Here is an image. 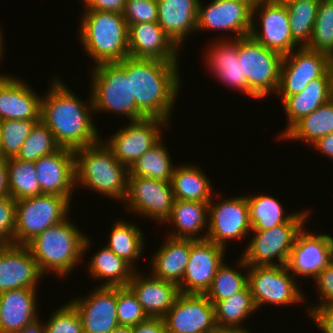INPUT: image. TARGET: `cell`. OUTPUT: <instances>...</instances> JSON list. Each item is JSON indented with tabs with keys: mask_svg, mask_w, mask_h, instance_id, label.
Returning a JSON list of instances; mask_svg holds the SVG:
<instances>
[{
	"mask_svg": "<svg viewBox=\"0 0 333 333\" xmlns=\"http://www.w3.org/2000/svg\"><path fill=\"white\" fill-rule=\"evenodd\" d=\"M53 78L50 91L41 98L40 120L52 132L56 144L75 151L98 143L102 137L92 120V96L89 102H83L61 78Z\"/></svg>",
	"mask_w": 333,
	"mask_h": 333,
	"instance_id": "6da1fadb",
	"label": "cell"
},
{
	"mask_svg": "<svg viewBox=\"0 0 333 333\" xmlns=\"http://www.w3.org/2000/svg\"><path fill=\"white\" fill-rule=\"evenodd\" d=\"M178 62L126 57V74L136 107L146 118L170 122L180 91ZM174 104V105H173Z\"/></svg>",
	"mask_w": 333,
	"mask_h": 333,
	"instance_id": "7a4b0ae2",
	"label": "cell"
},
{
	"mask_svg": "<svg viewBox=\"0 0 333 333\" xmlns=\"http://www.w3.org/2000/svg\"><path fill=\"white\" fill-rule=\"evenodd\" d=\"M70 221L67 216L26 245L43 275L50 271L59 277L69 275L89 251L91 240Z\"/></svg>",
	"mask_w": 333,
	"mask_h": 333,
	"instance_id": "3957f363",
	"label": "cell"
},
{
	"mask_svg": "<svg viewBox=\"0 0 333 333\" xmlns=\"http://www.w3.org/2000/svg\"><path fill=\"white\" fill-rule=\"evenodd\" d=\"M74 156L76 186L83 185L100 195L124 202L129 168L115 158L103 140L75 150Z\"/></svg>",
	"mask_w": 333,
	"mask_h": 333,
	"instance_id": "277c9868",
	"label": "cell"
},
{
	"mask_svg": "<svg viewBox=\"0 0 333 333\" xmlns=\"http://www.w3.org/2000/svg\"><path fill=\"white\" fill-rule=\"evenodd\" d=\"M81 18L79 40L94 65L129 57V26L123 14L85 9Z\"/></svg>",
	"mask_w": 333,
	"mask_h": 333,
	"instance_id": "5b68a950",
	"label": "cell"
},
{
	"mask_svg": "<svg viewBox=\"0 0 333 333\" xmlns=\"http://www.w3.org/2000/svg\"><path fill=\"white\" fill-rule=\"evenodd\" d=\"M91 96L95 113L113 112L126 116L129 121L146 118L136 107L131 95L130 79L126 74V58L120 62L94 65Z\"/></svg>",
	"mask_w": 333,
	"mask_h": 333,
	"instance_id": "8992f818",
	"label": "cell"
},
{
	"mask_svg": "<svg viewBox=\"0 0 333 333\" xmlns=\"http://www.w3.org/2000/svg\"><path fill=\"white\" fill-rule=\"evenodd\" d=\"M309 212L301 210L286 223L251 231L252 239L240 257L248 266L287 265L297 233L306 225Z\"/></svg>",
	"mask_w": 333,
	"mask_h": 333,
	"instance_id": "52a82bcc",
	"label": "cell"
},
{
	"mask_svg": "<svg viewBox=\"0 0 333 333\" xmlns=\"http://www.w3.org/2000/svg\"><path fill=\"white\" fill-rule=\"evenodd\" d=\"M238 57L242 58L247 95L259 100L277 92L283 55L266 48L249 35L238 38Z\"/></svg>",
	"mask_w": 333,
	"mask_h": 333,
	"instance_id": "ba28073f",
	"label": "cell"
},
{
	"mask_svg": "<svg viewBox=\"0 0 333 333\" xmlns=\"http://www.w3.org/2000/svg\"><path fill=\"white\" fill-rule=\"evenodd\" d=\"M71 202L55 194H42L16 200L15 245H27L69 214Z\"/></svg>",
	"mask_w": 333,
	"mask_h": 333,
	"instance_id": "9c48e42d",
	"label": "cell"
},
{
	"mask_svg": "<svg viewBox=\"0 0 333 333\" xmlns=\"http://www.w3.org/2000/svg\"><path fill=\"white\" fill-rule=\"evenodd\" d=\"M295 280L287 265L248 266V286L257 310L266 303L286 307L303 303L306 297Z\"/></svg>",
	"mask_w": 333,
	"mask_h": 333,
	"instance_id": "30bf717a",
	"label": "cell"
},
{
	"mask_svg": "<svg viewBox=\"0 0 333 333\" xmlns=\"http://www.w3.org/2000/svg\"><path fill=\"white\" fill-rule=\"evenodd\" d=\"M255 17L259 18L261 28L256 27ZM258 29H261L260 33ZM250 36L261 45L283 56L290 54L297 47L300 48L292 37L288 10L283 0L253 3Z\"/></svg>",
	"mask_w": 333,
	"mask_h": 333,
	"instance_id": "8fae6325",
	"label": "cell"
},
{
	"mask_svg": "<svg viewBox=\"0 0 333 333\" xmlns=\"http://www.w3.org/2000/svg\"><path fill=\"white\" fill-rule=\"evenodd\" d=\"M251 231L247 196H233L216 203L212 197L208 203L206 239L226 248V241L245 238Z\"/></svg>",
	"mask_w": 333,
	"mask_h": 333,
	"instance_id": "7c38bea8",
	"label": "cell"
},
{
	"mask_svg": "<svg viewBox=\"0 0 333 333\" xmlns=\"http://www.w3.org/2000/svg\"><path fill=\"white\" fill-rule=\"evenodd\" d=\"M174 201L171 182L129 176L124 202L132 213L164 223L171 214Z\"/></svg>",
	"mask_w": 333,
	"mask_h": 333,
	"instance_id": "4fadbf2b",
	"label": "cell"
},
{
	"mask_svg": "<svg viewBox=\"0 0 333 333\" xmlns=\"http://www.w3.org/2000/svg\"><path fill=\"white\" fill-rule=\"evenodd\" d=\"M332 58L322 52L300 47L284 55L277 92L282 97L300 93L307 84L332 67Z\"/></svg>",
	"mask_w": 333,
	"mask_h": 333,
	"instance_id": "5bb4252c",
	"label": "cell"
},
{
	"mask_svg": "<svg viewBox=\"0 0 333 333\" xmlns=\"http://www.w3.org/2000/svg\"><path fill=\"white\" fill-rule=\"evenodd\" d=\"M169 122L159 118H144L130 123L113 134L105 144L114 152L115 158L130 168L146 151L162 139V127Z\"/></svg>",
	"mask_w": 333,
	"mask_h": 333,
	"instance_id": "9a60e30c",
	"label": "cell"
},
{
	"mask_svg": "<svg viewBox=\"0 0 333 333\" xmlns=\"http://www.w3.org/2000/svg\"><path fill=\"white\" fill-rule=\"evenodd\" d=\"M199 0L196 31H231L233 38L250 35L252 8L250 0H212L207 6Z\"/></svg>",
	"mask_w": 333,
	"mask_h": 333,
	"instance_id": "2e32d148",
	"label": "cell"
},
{
	"mask_svg": "<svg viewBox=\"0 0 333 333\" xmlns=\"http://www.w3.org/2000/svg\"><path fill=\"white\" fill-rule=\"evenodd\" d=\"M167 333H214L215 306L205 294L180 293L163 317Z\"/></svg>",
	"mask_w": 333,
	"mask_h": 333,
	"instance_id": "e0dca14e",
	"label": "cell"
},
{
	"mask_svg": "<svg viewBox=\"0 0 333 333\" xmlns=\"http://www.w3.org/2000/svg\"><path fill=\"white\" fill-rule=\"evenodd\" d=\"M225 249L208 239L192 240L188 264L178 285L180 293L205 294L225 261Z\"/></svg>",
	"mask_w": 333,
	"mask_h": 333,
	"instance_id": "ac0fdd59",
	"label": "cell"
},
{
	"mask_svg": "<svg viewBox=\"0 0 333 333\" xmlns=\"http://www.w3.org/2000/svg\"><path fill=\"white\" fill-rule=\"evenodd\" d=\"M304 228L297 233L287 267L296 277L314 279L333 260V237Z\"/></svg>",
	"mask_w": 333,
	"mask_h": 333,
	"instance_id": "d6986e66",
	"label": "cell"
},
{
	"mask_svg": "<svg viewBox=\"0 0 333 333\" xmlns=\"http://www.w3.org/2000/svg\"><path fill=\"white\" fill-rule=\"evenodd\" d=\"M87 297L69 301L80 314L83 333H111L119 326L117 318V287L93 288Z\"/></svg>",
	"mask_w": 333,
	"mask_h": 333,
	"instance_id": "ffe728a7",
	"label": "cell"
},
{
	"mask_svg": "<svg viewBox=\"0 0 333 333\" xmlns=\"http://www.w3.org/2000/svg\"><path fill=\"white\" fill-rule=\"evenodd\" d=\"M40 190L43 194L66 197L70 202L75 185V156L68 148L42 156L34 162Z\"/></svg>",
	"mask_w": 333,
	"mask_h": 333,
	"instance_id": "44dd1931",
	"label": "cell"
},
{
	"mask_svg": "<svg viewBox=\"0 0 333 333\" xmlns=\"http://www.w3.org/2000/svg\"><path fill=\"white\" fill-rule=\"evenodd\" d=\"M42 277L27 246L12 244L0 249V293L20 288L37 289Z\"/></svg>",
	"mask_w": 333,
	"mask_h": 333,
	"instance_id": "7402d4cb",
	"label": "cell"
},
{
	"mask_svg": "<svg viewBox=\"0 0 333 333\" xmlns=\"http://www.w3.org/2000/svg\"><path fill=\"white\" fill-rule=\"evenodd\" d=\"M25 81L0 74V121L40 120L41 98Z\"/></svg>",
	"mask_w": 333,
	"mask_h": 333,
	"instance_id": "603a6c76",
	"label": "cell"
},
{
	"mask_svg": "<svg viewBox=\"0 0 333 333\" xmlns=\"http://www.w3.org/2000/svg\"><path fill=\"white\" fill-rule=\"evenodd\" d=\"M178 49L158 22L129 25V57L179 62Z\"/></svg>",
	"mask_w": 333,
	"mask_h": 333,
	"instance_id": "cb8c5ba5",
	"label": "cell"
},
{
	"mask_svg": "<svg viewBox=\"0 0 333 333\" xmlns=\"http://www.w3.org/2000/svg\"><path fill=\"white\" fill-rule=\"evenodd\" d=\"M127 287L134 293L149 318H163L180 294L173 282L135 271Z\"/></svg>",
	"mask_w": 333,
	"mask_h": 333,
	"instance_id": "d4e9b609",
	"label": "cell"
},
{
	"mask_svg": "<svg viewBox=\"0 0 333 333\" xmlns=\"http://www.w3.org/2000/svg\"><path fill=\"white\" fill-rule=\"evenodd\" d=\"M281 98L288 125L280 133V140L303 117L333 98V66L323 76L311 80L300 93Z\"/></svg>",
	"mask_w": 333,
	"mask_h": 333,
	"instance_id": "484cf974",
	"label": "cell"
},
{
	"mask_svg": "<svg viewBox=\"0 0 333 333\" xmlns=\"http://www.w3.org/2000/svg\"><path fill=\"white\" fill-rule=\"evenodd\" d=\"M217 41V43H216ZM205 53L206 65L217 79L247 95L246 75H242V58L238 57V38L215 40Z\"/></svg>",
	"mask_w": 333,
	"mask_h": 333,
	"instance_id": "4316f807",
	"label": "cell"
},
{
	"mask_svg": "<svg viewBox=\"0 0 333 333\" xmlns=\"http://www.w3.org/2000/svg\"><path fill=\"white\" fill-rule=\"evenodd\" d=\"M36 290L20 288L0 293V333L20 331L39 317Z\"/></svg>",
	"mask_w": 333,
	"mask_h": 333,
	"instance_id": "83f0119b",
	"label": "cell"
},
{
	"mask_svg": "<svg viewBox=\"0 0 333 333\" xmlns=\"http://www.w3.org/2000/svg\"><path fill=\"white\" fill-rule=\"evenodd\" d=\"M158 24L180 48L189 33H196L199 0H157Z\"/></svg>",
	"mask_w": 333,
	"mask_h": 333,
	"instance_id": "f1b7e54d",
	"label": "cell"
},
{
	"mask_svg": "<svg viewBox=\"0 0 333 333\" xmlns=\"http://www.w3.org/2000/svg\"><path fill=\"white\" fill-rule=\"evenodd\" d=\"M164 241L152 256L151 275L179 285L188 264L192 239L167 236Z\"/></svg>",
	"mask_w": 333,
	"mask_h": 333,
	"instance_id": "f546056e",
	"label": "cell"
},
{
	"mask_svg": "<svg viewBox=\"0 0 333 333\" xmlns=\"http://www.w3.org/2000/svg\"><path fill=\"white\" fill-rule=\"evenodd\" d=\"M207 213L208 203L175 199L171 214L164 223L167 222L174 226L175 231L169 234L170 237L192 240L206 239L207 234L202 235L200 232L208 228Z\"/></svg>",
	"mask_w": 333,
	"mask_h": 333,
	"instance_id": "4dcf8cb0",
	"label": "cell"
},
{
	"mask_svg": "<svg viewBox=\"0 0 333 333\" xmlns=\"http://www.w3.org/2000/svg\"><path fill=\"white\" fill-rule=\"evenodd\" d=\"M135 269L137 270L107 246L99 249L88 263L89 274L99 282L103 279L100 286L107 287H127Z\"/></svg>",
	"mask_w": 333,
	"mask_h": 333,
	"instance_id": "1f68e13d",
	"label": "cell"
},
{
	"mask_svg": "<svg viewBox=\"0 0 333 333\" xmlns=\"http://www.w3.org/2000/svg\"><path fill=\"white\" fill-rule=\"evenodd\" d=\"M171 184L177 200L209 203L215 195L208 176L201 168L192 164L176 165Z\"/></svg>",
	"mask_w": 333,
	"mask_h": 333,
	"instance_id": "d6a6232c",
	"label": "cell"
},
{
	"mask_svg": "<svg viewBox=\"0 0 333 333\" xmlns=\"http://www.w3.org/2000/svg\"><path fill=\"white\" fill-rule=\"evenodd\" d=\"M333 133V98L298 121L281 139L300 140L311 146Z\"/></svg>",
	"mask_w": 333,
	"mask_h": 333,
	"instance_id": "836d02e7",
	"label": "cell"
},
{
	"mask_svg": "<svg viewBox=\"0 0 333 333\" xmlns=\"http://www.w3.org/2000/svg\"><path fill=\"white\" fill-rule=\"evenodd\" d=\"M139 226L125 220H118L113 224L107 241V246L116 256L123 258L133 268L134 263L143 252L144 235Z\"/></svg>",
	"mask_w": 333,
	"mask_h": 333,
	"instance_id": "e575fe53",
	"label": "cell"
},
{
	"mask_svg": "<svg viewBox=\"0 0 333 333\" xmlns=\"http://www.w3.org/2000/svg\"><path fill=\"white\" fill-rule=\"evenodd\" d=\"M214 306L216 325L221 328H242V323L257 311L248 285L231 297L218 301Z\"/></svg>",
	"mask_w": 333,
	"mask_h": 333,
	"instance_id": "d590c367",
	"label": "cell"
},
{
	"mask_svg": "<svg viewBox=\"0 0 333 333\" xmlns=\"http://www.w3.org/2000/svg\"><path fill=\"white\" fill-rule=\"evenodd\" d=\"M164 146L162 138L132 164L129 168V176H142L171 182L175 166L172 164L168 148Z\"/></svg>",
	"mask_w": 333,
	"mask_h": 333,
	"instance_id": "8d00e7d4",
	"label": "cell"
},
{
	"mask_svg": "<svg viewBox=\"0 0 333 333\" xmlns=\"http://www.w3.org/2000/svg\"><path fill=\"white\" fill-rule=\"evenodd\" d=\"M252 231H264L286 223L295 213L285 214L281 202L271 195H247Z\"/></svg>",
	"mask_w": 333,
	"mask_h": 333,
	"instance_id": "74e56055",
	"label": "cell"
},
{
	"mask_svg": "<svg viewBox=\"0 0 333 333\" xmlns=\"http://www.w3.org/2000/svg\"><path fill=\"white\" fill-rule=\"evenodd\" d=\"M289 15L294 41L300 47L310 43L319 2L315 0H283Z\"/></svg>",
	"mask_w": 333,
	"mask_h": 333,
	"instance_id": "f35d334b",
	"label": "cell"
},
{
	"mask_svg": "<svg viewBox=\"0 0 333 333\" xmlns=\"http://www.w3.org/2000/svg\"><path fill=\"white\" fill-rule=\"evenodd\" d=\"M240 260V261H239ZM238 270L224 263L218 268L213 279L212 285L205 293L207 298L215 305L218 301L229 298L235 293L240 292L248 285V265L240 257L238 259ZM246 271L244 273L243 270ZM241 270V272L239 271Z\"/></svg>",
	"mask_w": 333,
	"mask_h": 333,
	"instance_id": "ab89813d",
	"label": "cell"
},
{
	"mask_svg": "<svg viewBox=\"0 0 333 333\" xmlns=\"http://www.w3.org/2000/svg\"><path fill=\"white\" fill-rule=\"evenodd\" d=\"M7 166L9 171V192L13 199L19 200L43 194L40 190L34 162L11 158L7 159Z\"/></svg>",
	"mask_w": 333,
	"mask_h": 333,
	"instance_id": "60d3db41",
	"label": "cell"
},
{
	"mask_svg": "<svg viewBox=\"0 0 333 333\" xmlns=\"http://www.w3.org/2000/svg\"><path fill=\"white\" fill-rule=\"evenodd\" d=\"M308 49L333 58V0H321L318 5Z\"/></svg>",
	"mask_w": 333,
	"mask_h": 333,
	"instance_id": "b9f144b4",
	"label": "cell"
},
{
	"mask_svg": "<svg viewBox=\"0 0 333 333\" xmlns=\"http://www.w3.org/2000/svg\"><path fill=\"white\" fill-rule=\"evenodd\" d=\"M59 148L50 129L40 120L22 144L16 159L36 162L42 156L50 155Z\"/></svg>",
	"mask_w": 333,
	"mask_h": 333,
	"instance_id": "7bdbcfd3",
	"label": "cell"
},
{
	"mask_svg": "<svg viewBox=\"0 0 333 333\" xmlns=\"http://www.w3.org/2000/svg\"><path fill=\"white\" fill-rule=\"evenodd\" d=\"M40 120H1L0 136L3 159L16 158L22 144Z\"/></svg>",
	"mask_w": 333,
	"mask_h": 333,
	"instance_id": "ee69618b",
	"label": "cell"
},
{
	"mask_svg": "<svg viewBox=\"0 0 333 333\" xmlns=\"http://www.w3.org/2000/svg\"><path fill=\"white\" fill-rule=\"evenodd\" d=\"M117 318L119 326H136L149 317L128 287H117Z\"/></svg>",
	"mask_w": 333,
	"mask_h": 333,
	"instance_id": "f6af8a7d",
	"label": "cell"
},
{
	"mask_svg": "<svg viewBox=\"0 0 333 333\" xmlns=\"http://www.w3.org/2000/svg\"><path fill=\"white\" fill-rule=\"evenodd\" d=\"M49 318L45 333H83L80 314L70 302L60 306Z\"/></svg>",
	"mask_w": 333,
	"mask_h": 333,
	"instance_id": "bcb514c9",
	"label": "cell"
},
{
	"mask_svg": "<svg viewBox=\"0 0 333 333\" xmlns=\"http://www.w3.org/2000/svg\"><path fill=\"white\" fill-rule=\"evenodd\" d=\"M157 0H126L123 17L129 25L158 22Z\"/></svg>",
	"mask_w": 333,
	"mask_h": 333,
	"instance_id": "7dc6e473",
	"label": "cell"
},
{
	"mask_svg": "<svg viewBox=\"0 0 333 333\" xmlns=\"http://www.w3.org/2000/svg\"><path fill=\"white\" fill-rule=\"evenodd\" d=\"M16 228V200L11 196L0 198V241L4 245L14 244Z\"/></svg>",
	"mask_w": 333,
	"mask_h": 333,
	"instance_id": "c3c4849f",
	"label": "cell"
},
{
	"mask_svg": "<svg viewBox=\"0 0 333 333\" xmlns=\"http://www.w3.org/2000/svg\"><path fill=\"white\" fill-rule=\"evenodd\" d=\"M313 280L317 284L318 294H320V304L314 303L313 306L333 304V260Z\"/></svg>",
	"mask_w": 333,
	"mask_h": 333,
	"instance_id": "681fc988",
	"label": "cell"
},
{
	"mask_svg": "<svg viewBox=\"0 0 333 333\" xmlns=\"http://www.w3.org/2000/svg\"><path fill=\"white\" fill-rule=\"evenodd\" d=\"M308 314L322 333H333V304L308 306Z\"/></svg>",
	"mask_w": 333,
	"mask_h": 333,
	"instance_id": "f907efd6",
	"label": "cell"
},
{
	"mask_svg": "<svg viewBox=\"0 0 333 333\" xmlns=\"http://www.w3.org/2000/svg\"><path fill=\"white\" fill-rule=\"evenodd\" d=\"M83 2L85 6L84 9L109 11L123 14L126 0H84Z\"/></svg>",
	"mask_w": 333,
	"mask_h": 333,
	"instance_id": "816d5d0a",
	"label": "cell"
},
{
	"mask_svg": "<svg viewBox=\"0 0 333 333\" xmlns=\"http://www.w3.org/2000/svg\"><path fill=\"white\" fill-rule=\"evenodd\" d=\"M132 333H167L163 318H148L132 327Z\"/></svg>",
	"mask_w": 333,
	"mask_h": 333,
	"instance_id": "f5cc1de1",
	"label": "cell"
},
{
	"mask_svg": "<svg viewBox=\"0 0 333 333\" xmlns=\"http://www.w3.org/2000/svg\"><path fill=\"white\" fill-rule=\"evenodd\" d=\"M322 155H326L329 159L333 161V133L328 134L324 137L319 138L315 143L311 145Z\"/></svg>",
	"mask_w": 333,
	"mask_h": 333,
	"instance_id": "db71d44e",
	"label": "cell"
},
{
	"mask_svg": "<svg viewBox=\"0 0 333 333\" xmlns=\"http://www.w3.org/2000/svg\"><path fill=\"white\" fill-rule=\"evenodd\" d=\"M10 196L7 160H0V198Z\"/></svg>",
	"mask_w": 333,
	"mask_h": 333,
	"instance_id": "11a10c76",
	"label": "cell"
},
{
	"mask_svg": "<svg viewBox=\"0 0 333 333\" xmlns=\"http://www.w3.org/2000/svg\"><path fill=\"white\" fill-rule=\"evenodd\" d=\"M42 323L40 318H37L33 322L27 324L20 331L14 333H45V324Z\"/></svg>",
	"mask_w": 333,
	"mask_h": 333,
	"instance_id": "9f6ffc18",
	"label": "cell"
},
{
	"mask_svg": "<svg viewBox=\"0 0 333 333\" xmlns=\"http://www.w3.org/2000/svg\"><path fill=\"white\" fill-rule=\"evenodd\" d=\"M214 333H250L249 329L246 327L242 328H221L217 327Z\"/></svg>",
	"mask_w": 333,
	"mask_h": 333,
	"instance_id": "6f0895ef",
	"label": "cell"
},
{
	"mask_svg": "<svg viewBox=\"0 0 333 333\" xmlns=\"http://www.w3.org/2000/svg\"><path fill=\"white\" fill-rule=\"evenodd\" d=\"M111 333H132V327L117 326Z\"/></svg>",
	"mask_w": 333,
	"mask_h": 333,
	"instance_id": "680465c9",
	"label": "cell"
},
{
	"mask_svg": "<svg viewBox=\"0 0 333 333\" xmlns=\"http://www.w3.org/2000/svg\"><path fill=\"white\" fill-rule=\"evenodd\" d=\"M1 30H2V29H0V62H2L1 59H3V56H4L3 53H5V51H4V47H5V46H4V44H3V43H4V41H3V40H4V39H3L4 36L2 35L3 33H2Z\"/></svg>",
	"mask_w": 333,
	"mask_h": 333,
	"instance_id": "91938a15",
	"label": "cell"
},
{
	"mask_svg": "<svg viewBox=\"0 0 333 333\" xmlns=\"http://www.w3.org/2000/svg\"><path fill=\"white\" fill-rule=\"evenodd\" d=\"M3 159L2 149H1V136H0V160Z\"/></svg>",
	"mask_w": 333,
	"mask_h": 333,
	"instance_id": "94428289",
	"label": "cell"
},
{
	"mask_svg": "<svg viewBox=\"0 0 333 333\" xmlns=\"http://www.w3.org/2000/svg\"><path fill=\"white\" fill-rule=\"evenodd\" d=\"M252 3H256V2H261V1H264V0H250Z\"/></svg>",
	"mask_w": 333,
	"mask_h": 333,
	"instance_id": "6125c7cd",
	"label": "cell"
},
{
	"mask_svg": "<svg viewBox=\"0 0 333 333\" xmlns=\"http://www.w3.org/2000/svg\"><path fill=\"white\" fill-rule=\"evenodd\" d=\"M4 246V244L0 241V249Z\"/></svg>",
	"mask_w": 333,
	"mask_h": 333,
	"instance_id": "be15d7a7",
	"label": "cell"
}]
</instances>
